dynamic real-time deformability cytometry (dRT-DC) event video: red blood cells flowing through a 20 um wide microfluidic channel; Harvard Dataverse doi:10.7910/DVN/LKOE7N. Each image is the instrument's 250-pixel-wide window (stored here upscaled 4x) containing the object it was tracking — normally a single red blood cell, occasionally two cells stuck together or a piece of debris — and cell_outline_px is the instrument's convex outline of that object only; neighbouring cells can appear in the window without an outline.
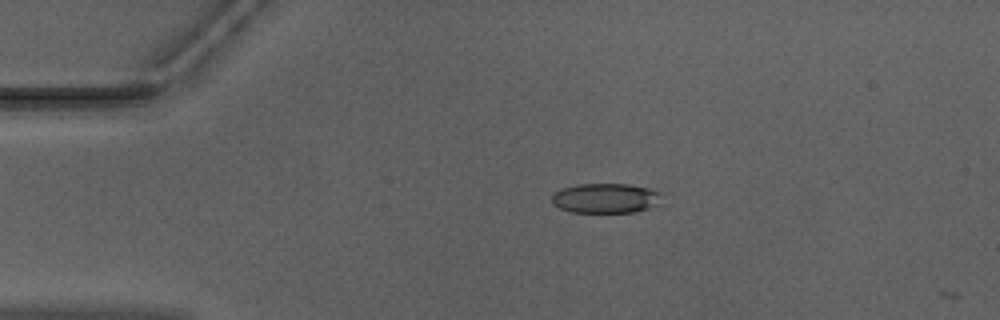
{"species": "Egyptian fruit bat (a non-hibernating species)", "species_latin": "Rousettus aegyptiacus", "temperature_condition": "warm", "stored_images_in_passage": 2, "camera_frame_rate_fps": 3000, "um_per_image_px": 0.085, "animal": {"sex": "male"}, "frame": {"image": 1, "passage_image": 1, "time_ms": 0.0, "image_size_px": [1000, 320], "cell_outline_px": [[664, 204], [636, 212], [572, 212], [560, 208], [552, 204], [552, 192], [560, 188], [580, 184], [628, 184], [648, 188], [656, 192]], "centroid_in_image_um": [51.46, 16.85], "position_along_channel_um": 33.5, "area_um2": 19.25}}